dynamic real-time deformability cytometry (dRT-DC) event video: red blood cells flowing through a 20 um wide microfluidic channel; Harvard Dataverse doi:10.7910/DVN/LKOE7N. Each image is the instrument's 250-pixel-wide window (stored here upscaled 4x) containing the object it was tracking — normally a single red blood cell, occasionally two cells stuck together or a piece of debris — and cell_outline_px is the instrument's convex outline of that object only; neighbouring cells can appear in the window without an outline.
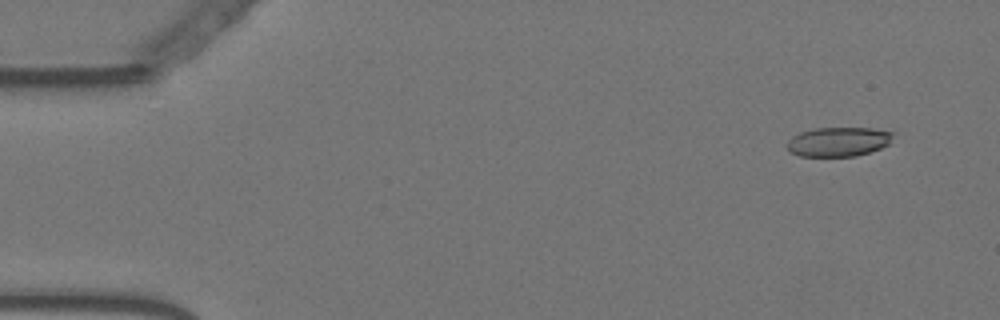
{"species": "Egyptian fruit bat (a non-hibernating species)", "species_latin": "Rousettus aegyptiacus", "temperature_condition": "warm", "stored_images_in_passage": 53, "camera_frame_rate_fps": 3000, "um_per_image_px": 0.085, "animal": {"sex": "female"}, "frame": {"image": 1, "passage_image": 4, "time_ms": 1.0, "image_size_px": [1000, 320], "cell_outline_px": [[896, 132], [888, 144], [880, 148], [856, 156], [800, 156], [792, 152], [788, 148], [788, 140], [792, 136], [800, 132], [816, 128], [872, 128]], "centroid_in_image_um": [71.29, 12.03], "position_along_channel_um": 13.7, "area_um2": 18.03}}
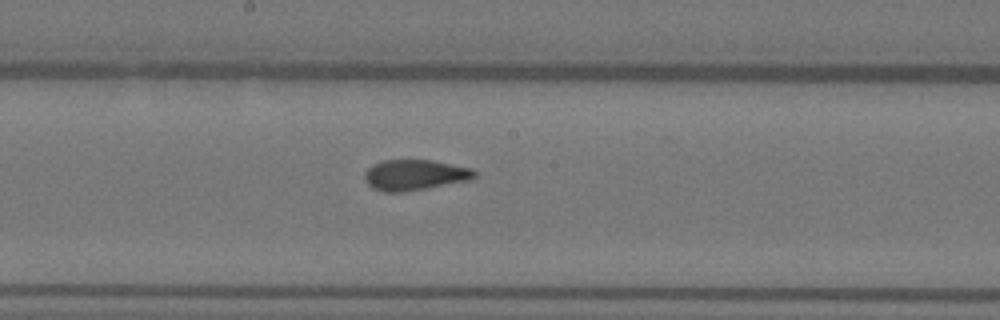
{"frame": {"image": 2, "passage_image": 30, "time_ms": 9.667, "image_size_px": [1000, 320], "cell_outline_px": [[476, 176], [468, 180], [404, 192], [384, 192], [372, 188], [364, 180], [364, 172], [372, 164], [384, 160], [432, 160], [472, 168], [476, 172]], "centroid_in_image_um": [35.21, 14.86], "position_along_channel_um": 213.0, "area_um2": 19.59}}
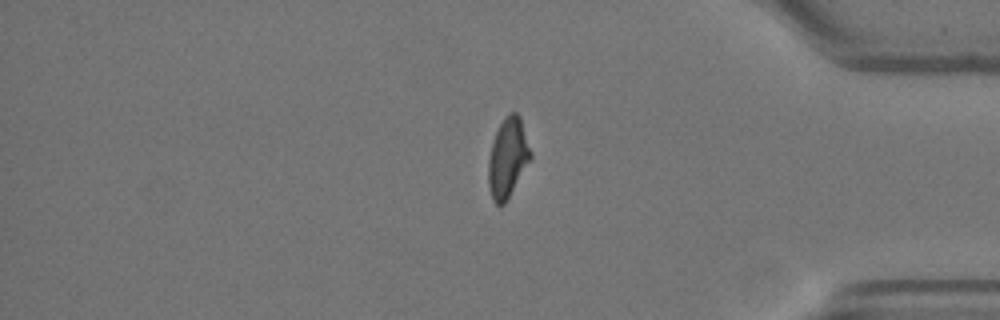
{"frame": {"image": 3, "passage_image": 47, "time_ms": 15.333, "image_size_px": [1000, 320], "cell_outline_px": [[532, 156], [508, 200], [504, 204], [496, 204], [492, 200], [488, 184], [488, 160], [492, 144], [496, 132], [504, 116], [508, 112], [516, 112], [520, 116], [532, 152]], "centroid_in_image_um": [43.16, 13.41], "position_along_channel_um": 392.0, "area_um2": 19.65}, "authors_computed_cell_mechanics": {"area_um2": 19.7098, "velocity_mm_per_s": 3.5964, "shape_relaxation_time_tau1_ms": 7.3908, "shape_relaxation_time_tau2_ms": 1.1686, "deformation_change_tau1": 0.1822, "deformation_change_tau2": 0.0691}}